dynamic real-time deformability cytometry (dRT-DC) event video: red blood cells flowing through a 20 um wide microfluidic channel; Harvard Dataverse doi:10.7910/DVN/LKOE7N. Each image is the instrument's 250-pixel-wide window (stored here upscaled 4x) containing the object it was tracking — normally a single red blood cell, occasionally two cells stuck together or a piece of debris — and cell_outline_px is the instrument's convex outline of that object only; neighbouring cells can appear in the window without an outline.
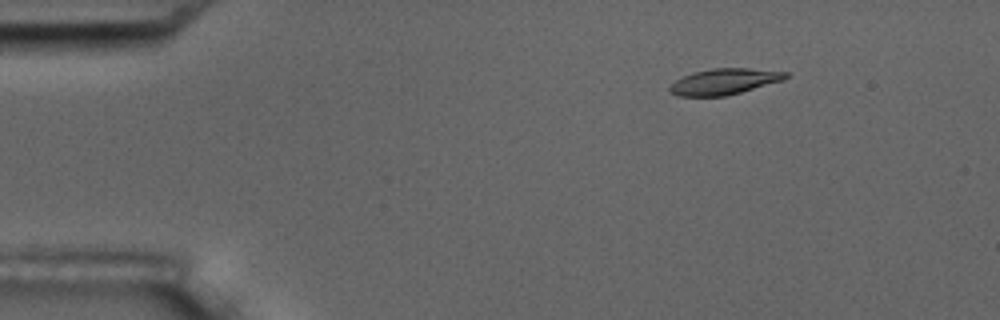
{"species": "common noctule bat (a hibernating species)", "species_latin": "Nyctalus noctula", "temperature_condition": "room temperature", "stored_images_in_passage": 7, "camera_frame_rate_fps": 3000, "um_per_image_px": 0.085, "animal": {"sex": "male", "body_mass_g": 17.5, "forearm_length_mm": 52.3}, "frame": {"image": 1, "passage_image": 3, "time_ms": 2.0, "image_size_px": [1000, 320], "cell_outline_px": [[788, 76], [780, 80], [740, 92], [724, 96], [676, 96], [668, 92], [668, 88], [676, 80], [692, 72], [712, 68], [748, 68], [788, 72]], "centroid_in_image_um": [61.48, 6.93], "position_along_channel_um": 23.5, "area_um2": 17.28}}
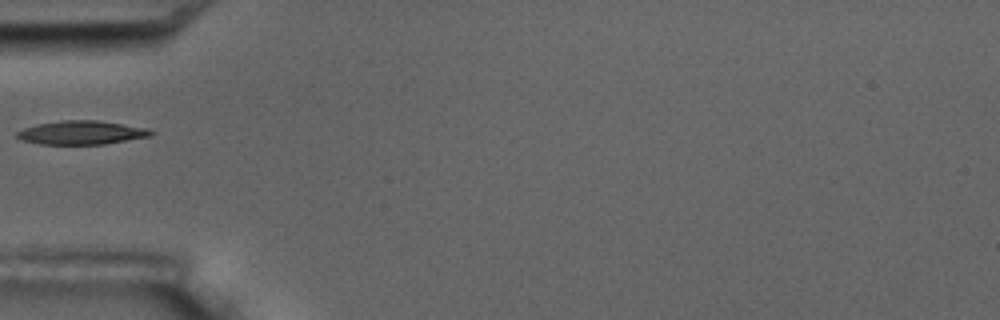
{"frame": {"image": 2, "passage_image": 6, "time_ms": 5.667, "image_size_px": [1000, 320], "cell_outline_px": [[156, 132], [152, 136], [104, 144], [40, 144], [24, 140], [16, 136], [16, 132], [24, 128], [36, 124], [60, 120], [96, 120], [148, 128]], "centroid_in_image_um": [6.96, 11.27], "position_along_channel_um": 78.0, "area_um2": 18.5}}